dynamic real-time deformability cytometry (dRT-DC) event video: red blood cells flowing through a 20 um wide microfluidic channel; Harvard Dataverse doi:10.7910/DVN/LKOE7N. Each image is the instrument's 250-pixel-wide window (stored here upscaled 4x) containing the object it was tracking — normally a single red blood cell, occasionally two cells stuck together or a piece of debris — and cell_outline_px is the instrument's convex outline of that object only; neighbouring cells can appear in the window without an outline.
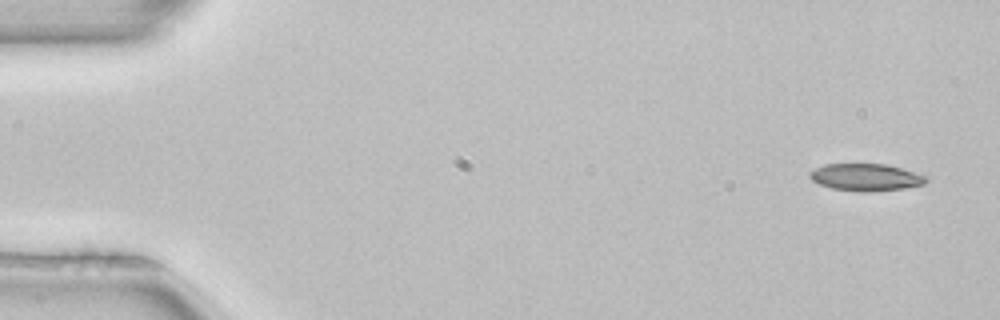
{"species": "common noctule bat (a hibernating species)", "species_latin": "Nyctalus noctula", "temperature_condition": "room temperature", "stored_images_in_passage": 4, "camera_frame_rate_fps": 3000, "um_per_image_px": 0.085, "animal": {"sex": "female", "body_mass_g": 22.7, "forearm_length_mm": 54.2}, "frame": {"image": 1, "passage_image": 1, "time_ms": 0.0, "image_size_px": [1000, 320], "cell_outline_px": [[928, 180], [924, 184], [904, 188], [868, 192], [864, 192], [832, 188], [820, 184], [812, 180], [808, 176], [808, 172], [824, 164], [888, 164], [928, 176]], "centroid_in_image_um": [73.6, 15.06], "position_along_channel_um": 11.4, "area_um2": 18.44}}
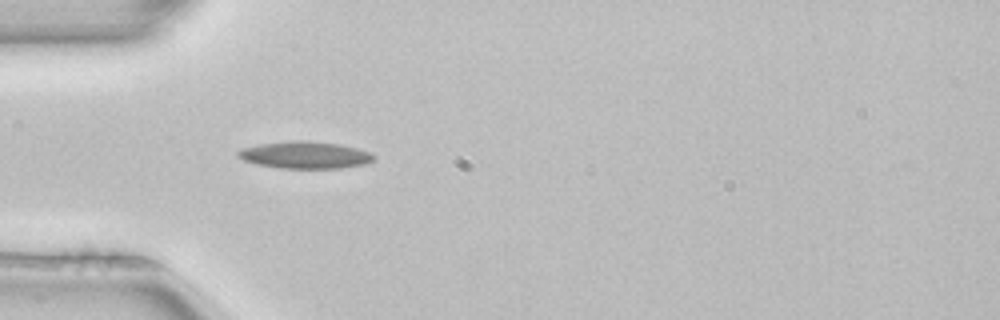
{"frame": {"image": 2, "passage_image": 4, "time_ms": 1.0, "image_size_px": [1000, 320], "cell_outline_px": [[376, 156], [368, 164], [340, 168], [280, 168], [256, 164], [244, 160], [236, 156], [236, 152], [240, 148], [260, 144], [292, 140], [304, 140], [340, 144], [356, 148], [368, 152]], "centroid_in_image_um": [25.9, 13.17], "position_along_channel_um": 59.1, "area_um2": 21.5}}